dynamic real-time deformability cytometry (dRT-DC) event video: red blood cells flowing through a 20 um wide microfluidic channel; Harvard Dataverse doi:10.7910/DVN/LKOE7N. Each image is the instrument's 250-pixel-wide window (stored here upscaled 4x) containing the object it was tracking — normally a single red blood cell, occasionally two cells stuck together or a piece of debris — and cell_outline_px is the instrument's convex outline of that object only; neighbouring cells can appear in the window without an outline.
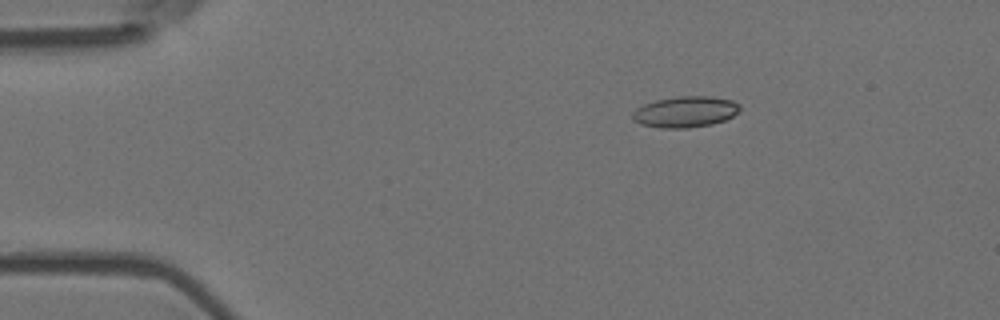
{"species": "Egyptian fruit bat (a non-hibernating species)", "species_latin": "Rousettus aegyptiacus", "temperature_condition": "room temperature", "stored_images_in_passage": 5, "camera_frame_rate_fps": 3000, "um_per_image_px": 0.085, "animal": {"sex": "female"}, "frame": {"image": 1, "passage_image": 3, "time_ms": 0.667, "image_size_px": [1000, 320], "cell_outline_px": [[740, 108], [732, 116], [724, 120], [712, 124], [688, 128], [660, 128], [640, 124], [632, 116], [632, 112], [636, 108], [644, 104], [656, 100], [680, 96], [712, 96], [732, 100], [740, 104]], "centroid_in_image_um": [58.25, 9.5], "position_along_channel_um": 26.8, "area_um2": 19.36}}